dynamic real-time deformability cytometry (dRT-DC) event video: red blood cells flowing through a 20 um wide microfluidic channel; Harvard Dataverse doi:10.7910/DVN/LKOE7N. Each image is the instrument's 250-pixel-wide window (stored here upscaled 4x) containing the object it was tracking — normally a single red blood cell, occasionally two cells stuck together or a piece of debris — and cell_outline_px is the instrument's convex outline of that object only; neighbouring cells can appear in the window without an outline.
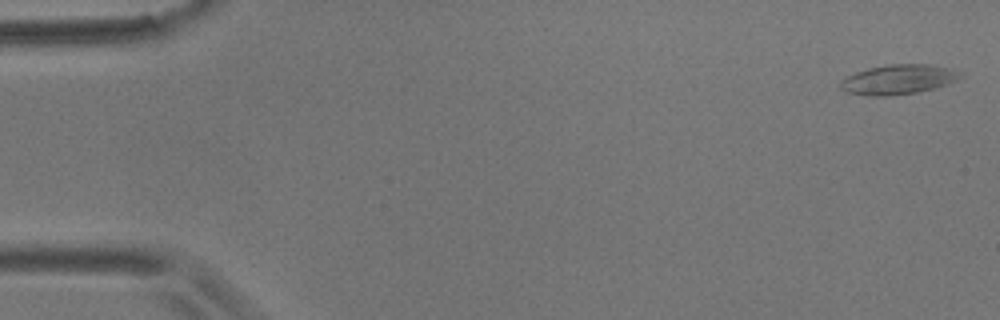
{"species": "common noctule bat (a hibernating species)", "species_latin": "Nyctalus noctula", "temperature_condition": "room temperature", "stored_images_in_passage": 56, "camera_frame_rate_fps": 3000, "um_per_image_px": 0.085, "animal": {"sex": "male", "body_mass_g": 17.9}, "frame": {"image": 1, "passage_image": 1, "time_ms": 0.0, "image_size_px": [1000, 320], "cell_outline_px": [[964, 76], [948, 84], [916, 92], [888, 96], [868, 96], [848, 92], [840, 88], [840, 80], [856, 72], [868, 68], [888, 64], [932, 64], [964, 72]], "centroid_in_image_um": [76.38, 6.74], "position_along_channel_um": 8.6, "area_um2": 20.81}}
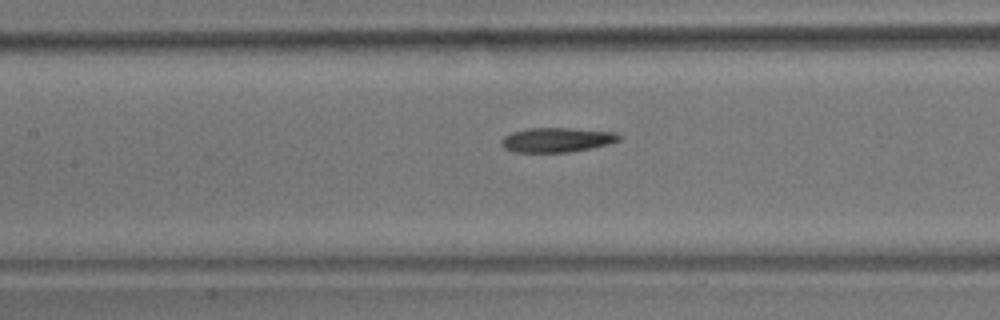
{"frame": {"image": 2, "passage_image": 25, "time_ms": 8.0, "image_size_px": [1000, 320], "cell_outline_px": [[624, 136], [620, 140], [608, 144], [592, 148], [568, 152], [512, 152], [504, 148], [500, 144], [500, 140], [504, 136], [512, 132], [528, 128], [568, 128], [616, 132]], "centroid_in_image_um": [47.33, 11.89], "position_along_channel_um": 160.1, "area_um2": 16.99}}
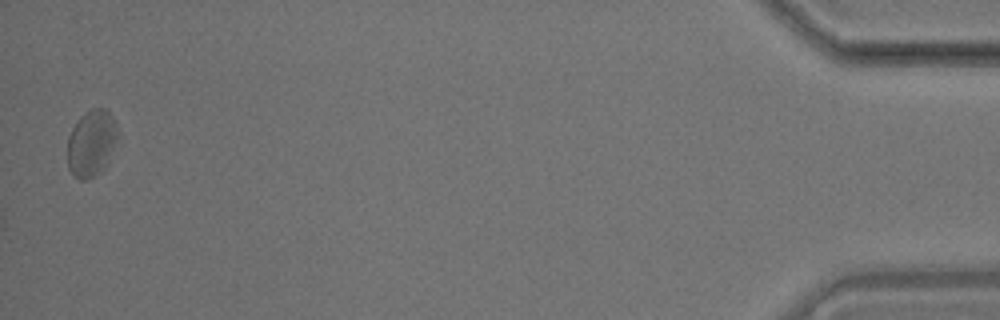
{"frame": {"image": 3, "passage_image": 55, "time_ms": 18.0, "image_size_px": [1000, 320], "cell_outline_px": [[120, 136], [104, 168], [100, 172], [84, 180], [80, 180], [68, 168], [68, 136], [72, 128], [80, 116], [84, 112], [92, 108], [104, 108], [112, 116], [120, 132]], "centroid_in_image_um": [7.8, 12.13], "position_along_channel_um": 427.4, "area_um2": 19.59}, "authors_computed_cell_mechanics": {"area_um2": 17.918, "velocity_mm_per_s": 3.5643, "shape_relaxation_time_tau1_ms": 4.8355, "shape_relaxation_time_tau2_ms": 9.0375, "deformation_change_tau1": 0.1238, "deformation_change_tau2": 0.1505}}